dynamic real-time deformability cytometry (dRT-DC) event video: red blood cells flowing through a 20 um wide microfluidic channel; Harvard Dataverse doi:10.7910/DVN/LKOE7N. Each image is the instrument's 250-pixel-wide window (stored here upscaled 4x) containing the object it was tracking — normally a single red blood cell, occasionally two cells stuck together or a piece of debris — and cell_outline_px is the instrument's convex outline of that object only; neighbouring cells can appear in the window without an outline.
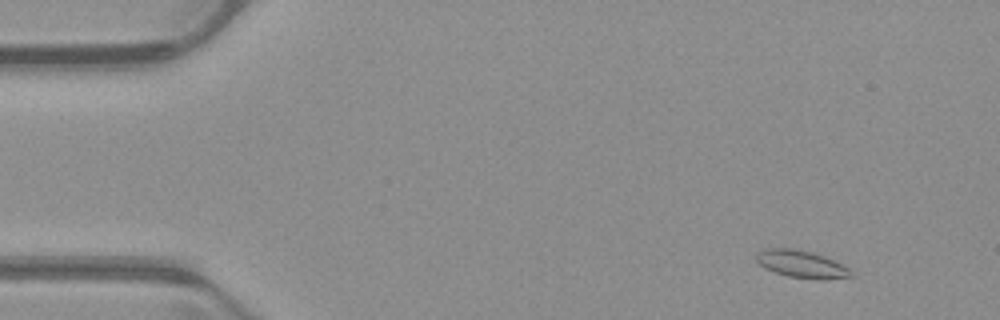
{"species": "common noctule bat (a hibernating species)", "species_latin": "Nyctalus noctula", "temperature_condition": "warm", "stored_images_in_passage": 52, "camera_frame_rate_fps": 3000, "um_per_image_px": 0.085, "animal": {"sex": "male", "body_mass_g": 23.1, "forearm_length_mm": 52.7}, "frame": {"image": 1, "passage_image": 5, "time_ms": 1.333, "image_size_px": [1000, 320], "cell_outline_px": [[856, 276], [828, 280], [816, 280], [788, 276], [764, 268], [756, 260], [756, 252], [764, 248], [792, 248], [812, 252], [824, 256], [844, 264], [856, 272]], "centroid_in_image_um": [68.22, 22.46], "position_along_channel_um": 16.8, "area_um2": 15.61}}
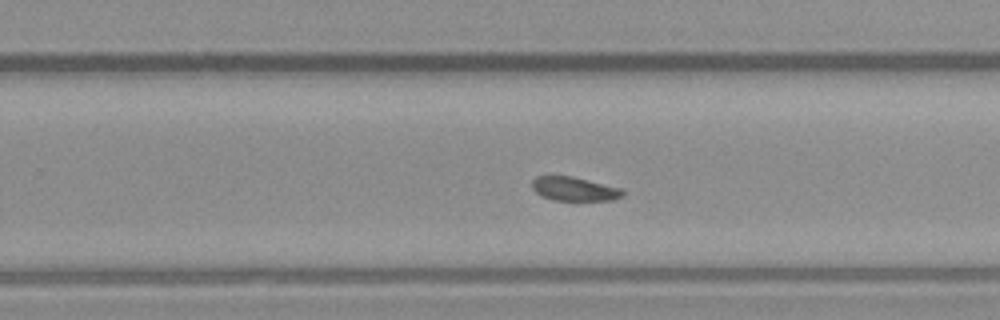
{"frame": {"image": 2, "passage_image": 33, "time_ms": 10.667, "image_size_px": [1000, 320], "cell_outline_px": [[624, 196], [612, 200], [552, 200], [536, 192], [532, 188], [532, 180], [536, 176], [572, 176], [620, 188], [624, 192]], "centroid_in_image_um": [48.81, 16.06], "position_along_channel_um": 281.0, "area_um2": 12.48}}
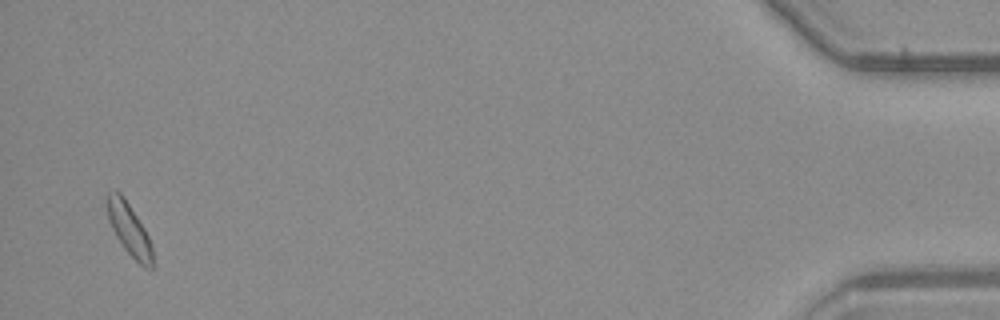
{"frame": {"image": 3, "passage_image": 51, "time_ms": 16.667, "image_size_px": [1000, 320], "cell_outline_px": [[152, 268], [144, 268], [124, 248], [116, 236], [108, 220], [108, 192], [112, 188], [116, 188], [124, 196], [144, 228], [148, 236], [152, 248]], "centroid_in_image_um": [10.97, 19.45], "position_along_channel_um": 424.2, "area_um2": 13.58}, "authors_computed_cell_mechanics": {"area_um2": 13.7564, "velocity_mm_per_s": 3.9302, "shape_relaxation_time_tau1_ms": 1.8829, "shape_relaxation_time_tau2_ms": 2.5585, "deformation_change_tau1": 0.0871, "deformation_change_tau2": 0.0625}}